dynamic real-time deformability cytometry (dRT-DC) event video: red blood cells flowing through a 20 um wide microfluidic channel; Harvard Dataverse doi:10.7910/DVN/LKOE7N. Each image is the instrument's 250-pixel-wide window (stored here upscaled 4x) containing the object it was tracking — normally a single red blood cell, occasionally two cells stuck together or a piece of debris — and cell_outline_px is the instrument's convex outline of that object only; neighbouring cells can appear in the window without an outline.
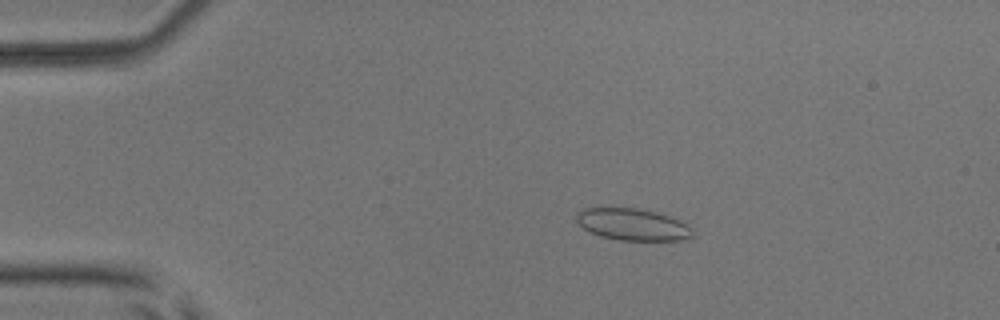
{"species": "common noctule bat (a hibernating species)", "species_latin": "Nyctalus noctula", "temperature_condition": "room temperature", "stored_images_in_passage": 52, "camera_frame_rate_fps": 3000, "um_per_image_px": 0.085, "animal": {"sex": "male", "body_mass_g": 17.9, "forearm_length_mm": 54.2}, "frame": {"image": 1, "passage_image": 11, "time_ms": 3.333, "image_size_px": [1000, 320], "cell_outline_px": [[692, 236], [688, 240], [620, 240], [600, 236], [588, 232], [576, 220], [576, 216], [584, 208], [636, 208], [656, 212], [680, 220], [692, 228]], "centroid_in_image_um": [53.79, 19.09], "position_along_channel_um": 31.2, "area_um2": 21.44}}
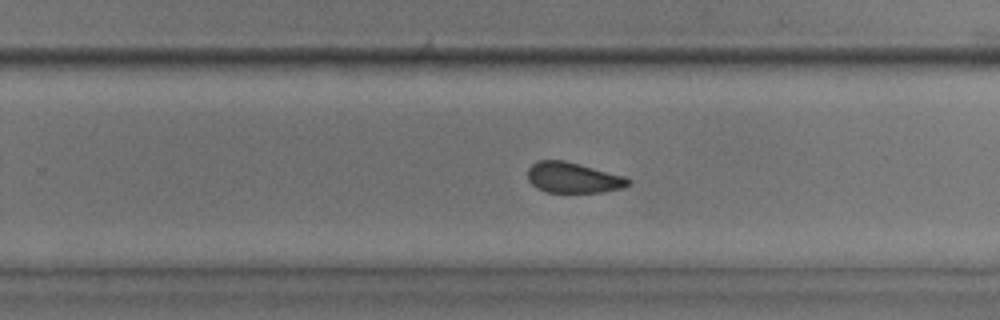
{"frame": {"image": 2, "passage_image": 35, "time_ms": 11.333, "image_size_px": [1000, 320], "cell_outline_px": [[632, 180], [624, 188], [604, 192], [544, 192], [536, 188], [528, 180], [528, 168], [536, 160], [564, 160], [624, 176]], "centroid_in_image_um": [48.7, 15.1], "position_along_channel_um": 281.1, "area_um2": 17.98}}
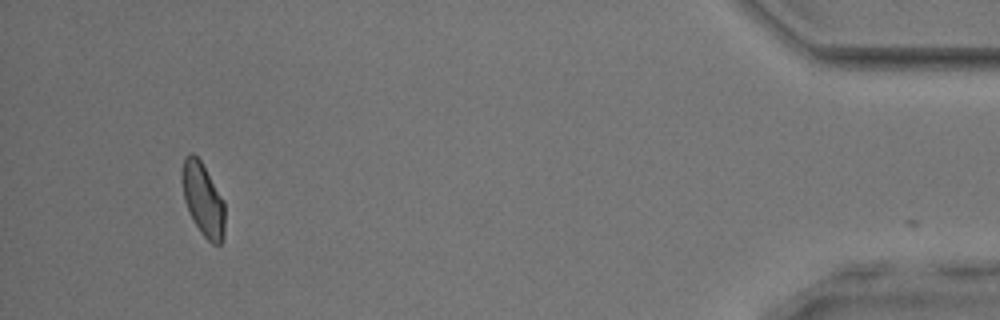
{"frame": {"image": 3, "passage_image": 51, "time_ms": 16.667, "image_size_px": [1000, 320], "cell_outline_px": [[224, 236], [220, 244], [212, 244], [200, 232], [188, 212], [184, 200], [180, 180], [180, 176], [184, 156], [188, 152], [192, 152], [200, 160], [224, 200]], "centroid_in_image_um": [17.22, 16.93], "position_along_channel_um": 418.0, "area_um2": 18.5}, "authors_computed_cell_mechanics": {"area_um2": 19.6231, "velocity_mm_per_s": 3.8625, "shape_relaxation_time_tau1_ms": 8.2783, "shape_relaxation_time_tau2_ms": 2.2283, "deformation_change_tau1": 0.1301, "deformation_change_tau2": 0.0674}}